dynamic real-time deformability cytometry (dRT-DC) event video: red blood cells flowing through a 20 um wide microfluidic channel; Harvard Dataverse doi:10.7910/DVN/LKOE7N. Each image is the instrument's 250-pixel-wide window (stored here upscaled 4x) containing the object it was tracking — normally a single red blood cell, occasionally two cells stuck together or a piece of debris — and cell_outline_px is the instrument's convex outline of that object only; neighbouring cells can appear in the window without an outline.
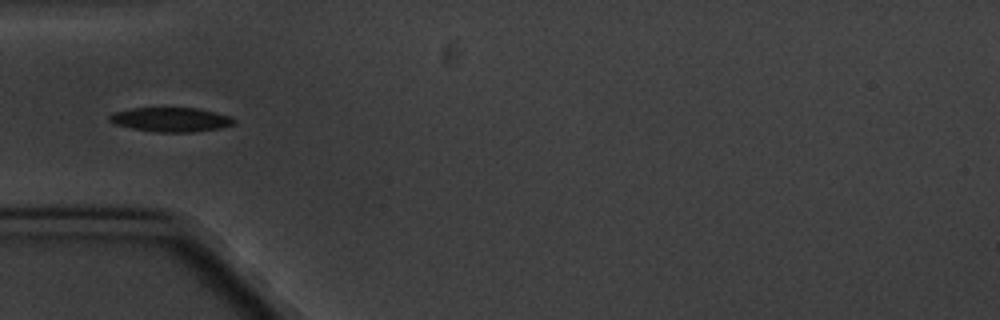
{"species": "common noctule bat (a hibernating species)", "species_latin": "Nyctalus noctula", "temperature_condition": "cold", "stored_images_in_passage": 7, "camera_frame_rate_fps": 3000, "um_per_image_px": 0.085, "animal": {"sex": "male", "body_mass_g": 20.1, "forearm_length_mm": 53.5}, "frame": {"image": 1, "passage_image": 4, "time_ms": 3.667, "image_size_px": [1000, 320], "cell_outline_px": [[236, 124], [220, 128], [192, 132], [152, 132], [132, 128], [116, 124], [108, 120], [108, 116], [116, 112], [132, 108], [196, 108], [228, 116], [236, 120]], "centroid_in_image_um": [14.52, 10.17], "position_along_channel_um": 70.5, "area_um2": 17.46}}